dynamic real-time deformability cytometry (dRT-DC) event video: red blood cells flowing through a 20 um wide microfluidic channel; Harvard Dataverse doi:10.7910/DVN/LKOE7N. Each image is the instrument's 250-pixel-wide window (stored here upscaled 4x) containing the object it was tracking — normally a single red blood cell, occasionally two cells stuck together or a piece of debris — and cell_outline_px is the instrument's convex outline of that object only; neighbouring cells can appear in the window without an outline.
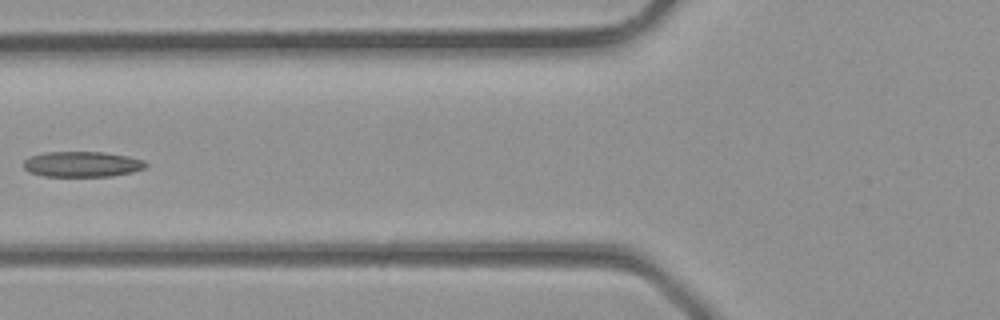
{"species": "common noctule bat (a hibernating species)", "species_latin": "Nyctalus noctula", "temperature_condition": "room temperature", "stored_images_in_passage": 4, "camera_frame_rate_fps": 3000, "um_per_image_px": 0.085, "animal": {"sex": "male", "body_mass_g": 23.1, "forearm_length_mm": 52.7}, "frame": {"image": 1, "passage_image": 4, "time_ms": 1.0, "image_size_px": [1000, 320], "cell_outline_px": [[148, 164], [144, 168], [132, 172], [112, 176], [44, 176], [28, 172], [24, 168], [24, 160], [28, 156], [44, 152], [104, 152], [128, 156], [144, 160]], "centroid_in_image_um": [6.96, 13.95], "position_along_channel_um": 118.8, "area_um2": 18.26}}